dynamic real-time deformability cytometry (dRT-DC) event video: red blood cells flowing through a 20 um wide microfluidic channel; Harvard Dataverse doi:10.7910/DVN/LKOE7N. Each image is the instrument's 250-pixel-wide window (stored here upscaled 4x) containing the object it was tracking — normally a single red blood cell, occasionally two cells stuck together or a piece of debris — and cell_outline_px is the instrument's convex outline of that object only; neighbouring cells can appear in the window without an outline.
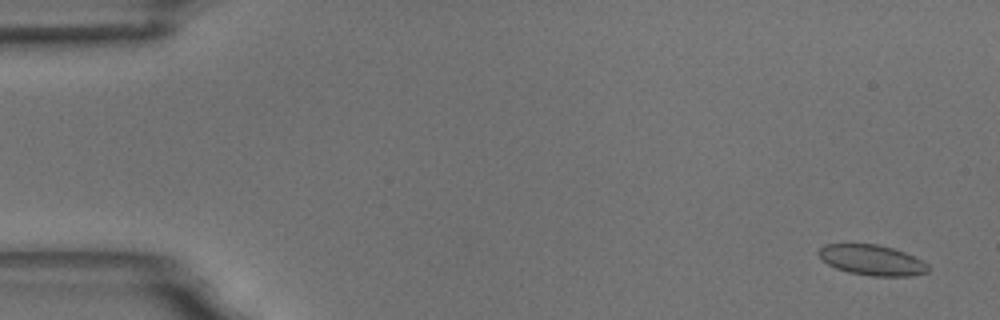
{"species": "common noctule bat (a hibernating species)", "species_latin": "Nyctalus noctula", "temperature_condition": "room temperature", "stored_images_in_passage": 5, "camera_frame_rate_fps": 3000, "um_per_image_px": 0.085, "animal": {"sex": "male", "body_mass_g": 18.8}, "frame": {"image": 1, "passage_image": 1, "time_ms": 0.0, "image_size_px": [1000, 320], "cell_outline_px": [[928, 272], [912, 276], [872, 276], [848, 272], [836, 268], [828, 264], [816, 252], [824, 244], [880, 244], [904, 252], [928, 264]], "centroid_in_image_um": [74.11, 22.11], "position_along_channel_um": 10.9, "area_um2": 19.31}}
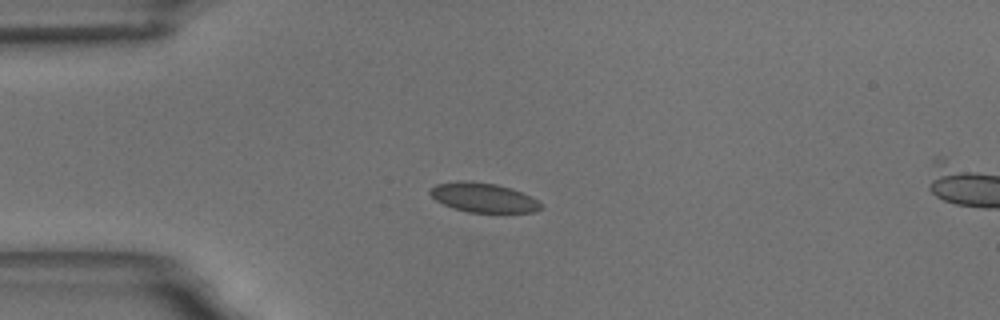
{"frame": {"image": 2, "passage_image": 4, "time_ms": 4.0, "image_size_px": [1000, 320], "cell_outline_px": [[544, 208], [536, 212], [468, 212], [452, 208], [436, 200], [428, 192], [436, 184], [456, 180], [472, 180], [496, 184], [512, 188], [544, 204]], "centroid_in_image_um": [41.08, 16.78], "position_along_channel_um": 43.9, "area_um2": 19.13}}